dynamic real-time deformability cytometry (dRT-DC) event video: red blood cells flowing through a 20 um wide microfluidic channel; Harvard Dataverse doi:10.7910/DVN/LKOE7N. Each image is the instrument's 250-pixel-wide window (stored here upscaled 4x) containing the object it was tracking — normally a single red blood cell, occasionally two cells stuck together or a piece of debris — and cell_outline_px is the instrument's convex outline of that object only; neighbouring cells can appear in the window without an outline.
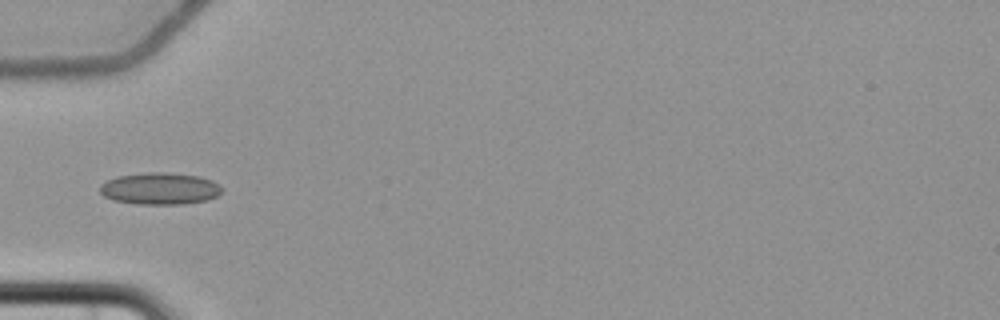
{"species": "common noctule bat (a hibernating species)", "species_latin": "Nyctalus noctula", "temperature_condition": "cold", "stored_images_in_passage": 5, "camera_frame_rate_fps": 3000, "um_per_image_px": 0.085, "animal": {"sex": "female", "body_mass_g": 22.7, "forearm_length_mm": 54.2}, "frame": {"image": 1, "passage_image": 3, "time_ms": 3.333, "image_size_px": [1000, 320], "cell_outline_px": [[220, 192], [216, 196], [208, 200], [184, 204], [136, 204], [112, 200], [104, 196], [100, 192], [100, 184], [116, 176], [148, 172], [168, 172], [200, 176], [212, 180], [220, 184]], "centroid_in_image_um": [13.58, 16.02], "position_along_channel_um": 71.4, "area_um2": 22.83}}
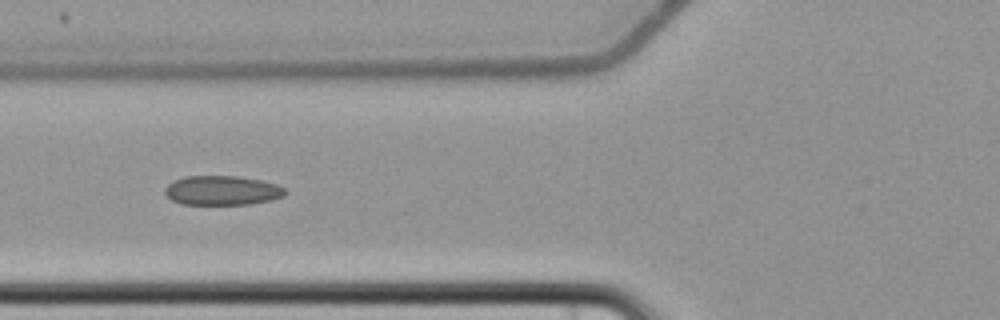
{"frame": {"image": 2, "passage_image": 4, "time_ms": 4.333, "image_size_px": [1000, 320], "cell_outline_px": [[288, 192], [284, 196], [272, 200], [248, 204], [180, 204], [172, 200], [164, 192], [164, 188], [172, 180], [184, 176], [236, 176], [260, 180], [276, 184], [284, 188]], "centroid_in_image_um": [18.87, 16.18], "position_along_channel_um": 106.9, "area_um2": 20.69}}
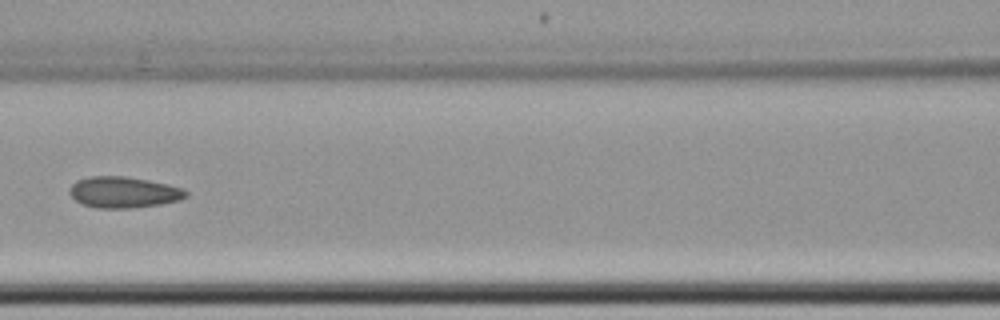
{"frame": {"image": 3, "passage_image": 5, "time_ms": 5.667, "image_size_px": [1000, 320], "cell_outline_px": [[188, 196], [180, 200], [160, 204], [128, 208], [96, 208], [84, 204], [76, 200], [68, 192], [68, 188], [76, 180], [88, 176], [124, 176], [148, 180], [168, 184], [180, 188], [188, 192]], "centroid_in_image_um": [10.48, 16.33], "position_along_channel_um": 156.1, "area_um2": 21.1}}